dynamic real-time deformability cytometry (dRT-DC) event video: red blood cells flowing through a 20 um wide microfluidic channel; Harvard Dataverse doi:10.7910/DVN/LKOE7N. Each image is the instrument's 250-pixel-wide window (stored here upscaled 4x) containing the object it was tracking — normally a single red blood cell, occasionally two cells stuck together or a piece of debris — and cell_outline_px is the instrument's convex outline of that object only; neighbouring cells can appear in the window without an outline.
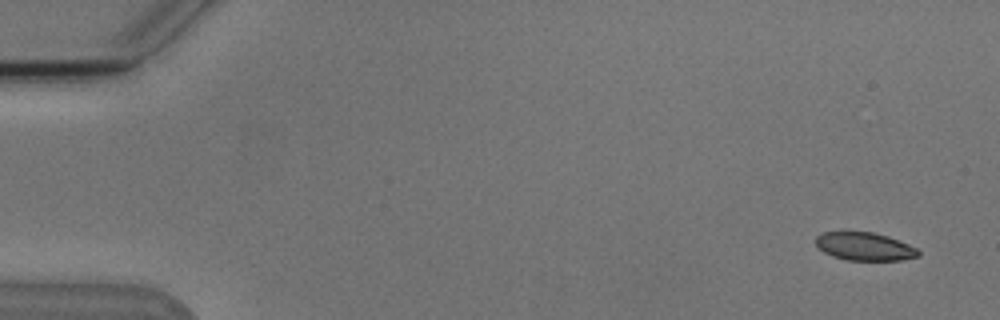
{"species": "Egyptian fruit bat (a non-hibernating species)", "species_latin": "Rousettus aegyptiacus", "temperature_condition": "cold", "stored_images_in_passage": 4, "camera_frame_rate_fps": 3000, "um_per_image_px": 0.085, "animal": {"sex": "male"}, "frame": {"image": 1, "passage_image": 1, "time_ms": 0.0, "image_size_px": [1000, 320], "cell_outline_px": [[920, 256], [900, 260], [844, 260], [832, 256], [824, 252], [816, 244], [816, 236], [824, 232], [844, 228], [872, 232], [888, 236], [908, 244], [916, 248], [920, 252]], "centroid_in_image_um": [73.43, 20.9], "position_along_channel_um": 11.6, "area_um2": 17.4}}